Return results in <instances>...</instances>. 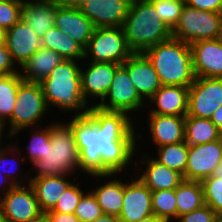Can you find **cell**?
Instances as JSON below:
<instances>
[{
  "label": "cell",
  "instance_id": "1",
  "mask_svg": "<svg viewBox=\"0 0 222 222\" xmlns=\"http://www.w3.org/2000/svg\"><path fill=\"white\" fill-rule=\"evenodd\" d=\"M130 120L125 112L105 111L94 105L87 115L71 118L68 125L79 150L80 172L101 179L118 175L129 165L137 145Z\"/></svg>",
  "mask_w": 222,
  "mask_h": 222
},
{
  "label": "cell",
  "instance_id": "2",
  "mask_svg": "<svg viewBox=\"0 0 222 222\" xmlns=\"http://www.w3.org/2000/svg\"><path fill=\"white\" fill-rule=\"evenodd\" d=\"M161 85L190 87L195 80L192 52L186 42L171 37L147 49Z\"/></svg>",
  "mask_w": 222,
  "mask_h": 222
},
{
  "label": "cell",
  "instance_id": "3",
  "mask_svg": "<svg viewBox=\"0 0 222 222\" xmlns=\"http://www.w3.org/2000/svg\"><path fill=\"white\" fill-rule=\"evenodd\" d=\"M80 68L77 61L63 59L40 82L48 107L56 106L66 112L73 110L76 111V116L88 114L90 107L83 98Z\"/></svg>",
  "mask_w": 222,
  "mask_h": 222
},
{
  "label": "cell",
  "instance_id": "4",
  "mask_svg": "<svg viewBox=\"0 0 222 222\" xmlns=\"http://www.w3.org/2000/svg\"><path fill=\"white\" fill-rule=\"evenodd\" d=\"M127 44L133 53H144L152 46L172 37L149 0H132L123 23Z\"/></svg>",
  "mask_w": 222,
  "mask_h": 222
},
{
  "label": "cell",
  "instance_id": "5",
  "mask_svg": "<svg viewBox=\"0 0 222 222\" xmlns=\"http://www.w3.org/2000/svg\"><path fill=\"white\" fill-rule=\"evenodd\" d=\"M58 123V124H57ZM51 125L50 145H46L44 158L32 162L38 172L34 177H56L79 170V150L71 127L59 122Z\"/></svg>",
  "mask_w": 222,
  "mask_h": 222
},
{
  "label": "cell",
  "instance_id": "6",
  "mask_svg": "<svg viewBox=\"0 0 222 222\" xmlns=\"http://www.w3.org/2000/svg\"><path fill=\"white\" fill-rule=\"evenodd\" d=\"M222 29V15L184 5L172 37L191 45L201 40L218 39Z\"/></svg>",
  "mask_w": 222,
  "mask_h": 222
},
{
  "label": "cell",
  "instance_id": "7",
  "mask_svg": "<svg viewBox=\"0 0 222 222\" xmlns=\"http://www.w3.org/2000/svg\"><path fill=\"white\" fill-rule=\"evenodd\" d=\"M48 106L43 95L41 84L38 82L22 81L19 84L16 102L11 115L7 121L10 132L9 137L18 135L26 127L35 125L46 114Z\"/></svg>",
  "mask_w": 222,
  "mask_h": 222
},
{
  "label": "cell",
  "instance_id": "8",
  "mask_svg": "<svg viewBox=\"0 0 222 222\" xmlns=\"http://www.w3.org/2000/svg\"><path fill=\"white\" fill-rule=\"evenodd\" d=\"M132 53L122 27H99L84 49V59L91 55V62L122 64Z\"/></svg>",
  "mask_w": 222,
  "mask_h": 222
},
{
  "label": "cell",
  "instance_id": "9",
  "mask_svg": "<svg viewBox=\"0 0 222 222\" xmlns=\"http://www.w3.org/2000/svg\"><path fill=\"white\" fill-rule=\"evenodd\" d=\"M1 189L3 198H0V209L7 222H35L43 219L33 188L8 183Z\"/></svg>",
  "mask_w": 222,
  "mask_h": 222
},
{
  "label": "cell",
  "instance_id": "10",
  "mask_svg": "<svg viewBox=\"0 0 222 222\" xmlns=\"http://www.w3.org/2000/svg\"><path fill=\"white\" fill-rule=\"evenodd\" d=\"M222 105V78L196 77L189 87L186 116L211 118Z\"/></svg>",
  "mask_w": 222,
  "mask_h": 222
},
{
  "label": "cell",
  "instance_id": "11",
  "mask_svg": "<svg viewBox=\"0 0 222 222\" xmlns=\"http://www.w3.org/2000/svg\"><path fill=\"white\" fill-rule=\"evenodd\" d=\"M108 101L105 102V101ZM144 100L137 93L127 70L120 65L115 72L110 88L104 99L95 103L99 109L105 111L132 113L144 105Z\"/></svg>",
  "mask_w": 222,
  "mask_h": 222
},
{
  "label": "cell",
  "instance_id": "12",
  "mask_svg": "<svg viewBox=\"0 0 222 222\" xmlns=\"http://www.w3.org/2000/svg\"><path fill=\"white\" fill-rule=\"evenodd\" d=\"M221 157L218 140L201 145H189L185 180L202 181L214 175L222 163Z\"/></svg>",
  "mask_w": 222,
  "mask_h": 222
},
{
  "label": "cell",
  "instance_id": "13",
  "mask_svg": "<svg viewBox=\"0 0 222 222\" xmlns=\"http://www.w3.org/2000/svg\"><path fill=\"white\" fill-rule=\"evenodd\" d=\"M5 45L13 63H18L22 68L29 58L42 48V38L38 37L31 26L21 18L5 31Z\"/></svg>",
  "mask_w": 222,
  "mask_h": 222
},
{
  "label": "cell",
  "instance_id": "14",
  "mask_svg": "<svg viewBox=\"0 0 222 222\" xmlns=\"http://www.w3.org/2000/svg\"><path fill=\"white\" fill-rule=\"evenodd\" d=\"M132 0H92L82 4V13L99 27H122Z\"/></svg>",
  "mask_w": 222,
  "mask_h": 222
},
{
  "label": "cell",
  "instance_id": "15",
  "mask_svg": "<svg viewBox=\"0 0 222 222\" xmlns=\"http://www.w3.org/2000/svg\"><path fill=\"white\" fill-rule=\"evenodd\" d=\"M128 72L139 96L150 99L162 86L158 75L144 53H132L122 64Z\"/></svg>",
  "mask_w": 222,
  "mask_h": 222
},
{
  "label": "cell",
  "instance_id": "16",
  "mask_svg": "<svg viewBox=\"0 0 222 222\" xmlns=\"http://www.w3.org/2000/svg\"><path fill=\"white\" fill-rule=\"evenodd\" d=\"M152 214V191L139 179L124 183L120 222H137Z\"/></svg>",
  "mask_w": 222,
  "mask_h": 222
},
{
  "label": "cell",
  "instance_id": "17",
  "mask_svg": "<svg viewBox=\"0 0 222 222\" xmlns=\"http://www.w3.org/2000/svg\"><path fill=\"white\" fill-rule=\"evenodd\" d=\"M54 25L62 32L68 34L83 49L93 35V23L82 13L80 8L58 4Z\"/></svg>",
  "mask_w": 222,
  "mask_h": 222
},
{
  "label": "cell",
  "instance_id": "18",
  "mask_svg": "<svg viewBox=\"0 0 222 222\" xmlns=\"http://www.w3.org/2000/svg\"><path fill=\"white\" fill-rule=\"evenodd\" d=\"M86 70L80 68L81 90L84 100L88 97L99 98L101 101L106 96L116 69L121 65L112 62H91Z\"/></svg>",
  "mask_w": 222,
  "mask_h": 222
},
{
  "label": "cell",
  "instance_id": "19",
  "mask_svg": "<svg viewBox=\"0 0 222 222\" xmlns=\"http://www.w3.org/2000/svg\"><path fill=\"white\" fill-rule=\"evenodd\" d=\"M195 77L222 78V45L218 39L190 45Z\"/></svg>",
  "mask_w": 222,
  "mask_h": 222
},
{
  "label": "cell",
  "instance_id": "20",
  "mask_svg": "<svg viewBox=\"0 0 222 222\" xmlns=\"http://www.w3.org/2000/svg\"><path fill=\"white\" fill-rule=\"evenodd\" d=\"M189 87L162 85L149 99L157 105L149 114L186 116Z\"/></svg>",
  "mask_w": 222,
  "mask_h": 222
},
{
  "label": "cell",
  "instance_id": "21",
  "mask_svg": "<svg viewBox=\"0 0 222 222\" xmlns=\"http://www.w3.org/2000/svg\"><path fill=\"white\" fill-rule=\"evenodd\" d=\"M149 129L157 147L185 141V116L149 114Z\"/></svg>",
  "mask_w": 222,
  "mask_h": 222
},
{
  "label": "cell",
  "instance_id": "22",
  "mask_svg": "<svg viewBox=\"0 0 222 222\" xmlns=\"http://www.w3.org/2000/svg\"><path fill=\"white\" fill-rule=\"evenodd\" d=\"M33 1V2H32ZM23 0L22 18L42 38L54 26L57 0Z\"/></svg>",
  "mask_w": 222,
  "mask_h": 222
},
{
  "label": "cell",
  "instance_id": "23",
  "mask_svg": "<svg viewBox=\"0 0 222 222\" xmlns=\"http://www.w3.org/2000/svg\"><path fill=\"white\" fill-rule=\"evenodd\" d=\"M66 176L67 175L36 177L28 180V183L34 190L40 210L43 213L51 210L64 191L72 184V182L65 179Z\"/></svg>",
  "mask_w": 222,
  "mask_h": 222
},
{
  "label": "cell",
  "instance_id": "24",
  "mask_svg": "<svg viewBox=\"0 0 222 222\" xmlns=\"http://www.w3.org/2000/svg\"><path fill=\"white\" fill-rule=\"evenodd\" d=\"M147 167L143 174L139 175L141 180L152 192L158 190L176 189L184 180L183 175L159 163L154 158L142 160Z\"/></svg>",
  "mask_w": 222,
  "mask_h": 222
},
{
  "label": "cell",
  "instance_id": "25",
  "mask_svg": "<svg viewBox=\"0 0 222 222\" xmlns=\"http://www.w3.org/2000/svg\"><path fill=\"white\" fill-rule=\"evenodd\" d=\"M62 60L57 52L42 47L22 66L21 76L24 81L40 83Z\"/></svg>",
  "mask_w": 222,
  "mask_h": 222
},
{
  "label": "cell",
  "instance_id": "26",
  "mask_svg": "<svg viewBox=\"0 0 222 222\" xmlns=\"http://www.w3.org/2000/svg\"><path fill=\"white\" fill-rule=\"evenodd\" d=\"M42 47L52 49L64 60L84 59V49L55 25L44 33Z\"/></svg>",
  "mask_w": 222,
  "mask_h": 222
},
{
  "label": "cell",
  "instance_id": "27",
  "mask_svg": "<svg viewBox=\"0 0 222 222\" xmlns=\"http://www.w3.org/2000/svg\"><path fill=\"white\" fill-rule=\"evenodd\" d=\"M115 178V180L107 181L106 184L93 189L92 193L95 195L103 214L119 217L123 206L124 183L117 180V177Z\"/></svg>",
  "mask_w": 222,
  "mask_h": 222
},
{
  "label": "cell",
  "instance_id": "28",
  "mask_svg": "<svg viewBox=\"0 0 222 222\" xmlns=\"http://www.w3.org/2000/svg\"><path fill=\"white\" fill-rule=\"evenodd\" d=\"M221 131L209 118L185 116V142L201 145L219 139Z\"/></svg>",
  "mask_w": 222,
  "mask_h": 222
},
{
  "label": "cell",
  "instance_id": "29",
  "mask_svg": "<svg viewBox=\"0 0 222 222\" xmlns=\"http://www.w3.org/2000/svg\"><path fill=\"white\" fill-rule=\"evenodd\" d=\"M177 218L205 205L201 181L183 180L175 189Z\"/></svg>",
  "mask_w": 222,
  "mask_h": 222
},
{
  "label": "cell",
  "instance_id": "30",
  "mask_svg": "<svg viewBox=\"0 0 222 222\" xmlns=\"http://www.w3.org/2000/svg\"><path fill=\"white\" fill-rule=\"evenodd\" d=\"M23 81L20 72L0 75V121L6 127L16 102L19 84Z\"/></svg>",
  "mask_w": 222,
  "mask_h": 222
},
{
  "label": "cell",
  "instance_id": "31",
  "mask_svg": "<svg viewBox=\"0 0 222 222\" xmlns=\"http://www.w3.org/2000/svg\"><path fill=\"white\" fill-rule=\"evenodd\" d=\"M189 145L183 141L158 147V161L170 169L178 171L185 179V170L188 162Z\"/></svg>",
  "mask_w": 222,
  "mask_h": 222
},
{
  "label": "cell",
  "instance_id": "32",
  "mask_svg": "<svg viewBox=\"0 0 222 222\" xmlns=\"http://www.w3.org/2000/svg\"><path fill=\"white\" fill-rule=\"evenodd\" d=\"M177 199L175 189L158 190L152 192L153 214L164 222L177 219Z\"/></svg>",
  "mask_w": 222,
  "mask_h": 222
},
{
  "label": "cell",
  "instance_id": "33",
  "mask_svg": "<svg viewBox=\"0 0 222 222\" xmlns=\"http://www.w3.org/2000/svg\"><path fill=\"white\" fill-rule=\"evenodd\" d=\"M205 204L222 218V179L212 175L201 181Z\"/></svg>",
  "mask_w": 222,
  "mask_h": 222
},
{
  "label": "cell",
  "instance_id": "34",
  "mask_svg": "<svg viewBox=\"0 0 222 222\" xmlns=\"http://www.w3.org/2000/svg\"><path fill=\"white\" fill-rule=\"evenodd\" d=\"M161 20L172 30L181 15L185 0H149Z\"/></svg>",
  "mask_w": 222,
  "mask_h": 222
},
{
  "label": "cell",
  "instance_id": "35",
  "mask_svg": "<svg viewBox=\"0 0 222 222\" xmlns=\"http://www.w3.org/2000/svg\"><path fill=\"white\" fill-rule=\"evenodd\" d=\"M102 214L103 211L98 205L97 199L91 190L89 193L83 194L78 206L74 211V215L81 222H93Z\"/></svg>",
  "mask_w": 222,
  "mask_h": 222
},
{
  "label": "cell",
  "instance_id": "36",
  "mask_svg": "<svg viewBox=\"0 0 222 222\" xmlns=\"http://www.w3.org/2000/svg\"><path fill=\"white\" fill-rule=\"evenodd\" d=\"M23 0H0V28L10 29L22 18Z\"/></svg>",
  "mask_w": 222,
  "mask_h": 222
},
{
  "label": "cell",
  "instance_id": "37",
  "mask_svg": "<svg viewBox=\"0 0 222 222\" xmlns=\"http://www.w3.org/2000/svg\"><path fill=\"white\" fill-rule=\"evenodd\" d=\"M47 127V128H46ZM43 130H35L31 132L30 145L26 147L29 152V159L31 162L40 160L44 158V153L46 151V145H50L51 139V125L46 126Z\"/></svg>",
  "mask_w": 222,
  "mask_h": 222
},
{
  "label": "cell",
  "instance_id": "38",
  "mask_svg": "<svg viewBox=\"0 0 222 222\" xmlns=\"http://www.w3.org/2000/svg\"><path fill=\"white\" fill-rule=\"evenodd\" d=\"M83 194L84 191L80 190L78 185L72 183L61 195L56 205L49 211L74 213L75 208L78 206Z\"/></svg>",
  "mask_w": 222,
  "mask_h": 222
},
{
  "label": "cell",
  "instance_id": "39",
  "mask_svg": "<svg viewBox=\"0 0 222 222\" xmlns=\"http://www.w3.org/2000/svg\"><path fill=\"white\" fill-rule=\"evenodd\" d=\"M177 219H179L178 222H216L219 217L205 204L201 208L186 213Z\"/></svg>",
  "mask_w": 222,
  "mask_h": 222
},
{
  "label": "cell",
  "instance_id": "40",
  "mask_svg": "<svg viewBox=\"0 0 222 222\" xmlns=\"http://www.w3.org/2000/svg\"><path fill=\"white\" fill-rule=\"evenodd\" d=\"M14 63L11 59L5 43L0 45V75H9L19 72L14 68Z\"/></svg>",
  "mask_w": 222,
  "mask_h": 222
},
{
  "label": "cell",
  "instance_id": "41",
  "mask_svg": "<svg viewBox=\"0 0 222 222\" xmlns=\"http://www.w3.org/2000/svg\"><path fill=\"white\" fill-rule=\"evenodd\" d=\"M185 4L198 10L220 13L222 0H185Z\"/></svg>",
  "mask_w": 222,
  "mask_h": 222
},
{
  "label": "cell",
  "instance_id": "42",
  "mask_svg": "<svg viewBox=\"0 0 222 222\" xmlns=\"http://www.w3.org/2000/svg\"><path fill=\"white\" fill-rule=\"evenodd\" d=\"M44 222H81L74 213L47 211L43 213Z\"/></svg>",
  "mask_w": 222,
  "mask_h": 222
},
{
  "label": "cell",
  "instance_id": "43",
  "mask_svg": "<svg viewBox=\"0 0 222 222\" xmlns=\"http://www.w3.org/2000/svg\"><path fill=\"white\" fill-rule=\"evenodd\" d=\"M12 147V145H10V146H5V148H2L1 146H0V165H2V164H4V163H6L7 161H8V159L10 160V157L8 156L7 157V154H9L10 152H12V151H14L15 149H14V147H13V149L11 148ZM8 149V151H10V152H8V151H5V149ZM10 148V149H9ZM6 155V156H5ZM8 158V159H7ZM12 160V159H11ZM15 163V162H14ZM13 165H15V164H13ZM1 170H2V168H0ZM6 170V169H5ZM4 169H3V172H2V174H4L3 176H6L7 178H8V180H10L9 182L10 183H12L14 186L15 185H22L21 183H19V181H17V177H16V175L14 176L13 174H11L9 171V173L8 172H6ZM9 170V169H8ZM15 171V170H14ZM10 174V175H9Z\"/></svg>",
  "mask_w": 222,
  "mask_h": 222
},
{
  "label": "cell",
  "instance_id": "44",
  "mask_svg": "<svg viewBox=\"0 0 222 222\" xmlns=\"http://www.w3.org/2000/svg\"><path fill=\"white\" fill-rule=\"evenodd\" d=\"M210 120L218 127L222 132V105L214 112Z\"/></svg>",
  "mask_w": 222,
  "mask_h": 222
},
{
  "label": "cell",
  "instance_id": "45",
  "mask_svg": "<svg viewBox=\"0 0 222 222\" xmlns=\"http://www.w3.org/2000/svg\"><path fill=\"white\" fill-rule=\"evenodd\" d=\"M60 4L79 8L82 4L92 0H57Z\"/></svg>",
  "mask_w": 222,
  "mask_h": 222
},
{
  "label": "cell",
  "instance_id": "46",
  "mask_svg": "<svg viewBox=\"0 0 222 222\" xmlns=\"http://www.w3.org/2000/svg\"><path fill=\"white\" fill-rule=\"evenodd\" d=\"M93 222H120L118 217L108 214H102L99 218H97Z\"/></svg>",
  "mask_w": 222,
  "mask_h": 222
},
{
  "label": "cell",
  "instance_id": "47",
  "mask_svg": "<svg viewBox=\"0 0 222 222\" xmlns=\"http://www.w3.org/2000/svg\"><path fill=\"white\" fill-rule=\"evenodd\" d=\"M137 222H164V221L160 219L159 217H157L156 215L152 214V215H149L147 217L140 219Z\"/></svg>",
  "mask_w": 222,
  "mask_h": 222
},
{
  "label": "cell",
  "instance_id": "48",
  "mask_svg": "<svg viewBox=\"0 0 222 222\" xmlns=\"http://www.w3.org/2000/svg\"><path fill=\"white\" fill-rule=\"evenodd\" d=\"M216 177L222 179V163L219 165V167L216 169V172L214 174Z\"/></svg>",
  "mask_w": 222,
  "mask_h": 222
},
{
  "label": "cell",
  "instance_id": "49",
  "mask_svg": "<svg viewBox=\"0 0 222 222\" xmlns=\"http://www.w3.org/2000/svg\"><path fill=\"white\" fill-rule=\"evenodd\" d=\"M5 43V31L0 28V45Z\"/></svg>",
  "mask_w": 222,
  "mask_h": 222
},
{
  "label": "cell",
  "instance_id": "50",
  "mask_svg": "<svg viewBox=\"0 0 222 222\" xmlns=\"http://www.w3.org/2000/svg\"><path fill=\"white\" fill-rule=\"evenodd\" d=\"M3 131H4V124L0 121V146H1V141H2Z\"/></svg>",
  "mask_w": 222,
  "mask_h": 222
},
{
  "label": "cell",
  "instance_id": "51",
  "mask_svg": "<svg viewBox=\"0 0 222 222\" xmlns=\"http://www.w3.org/2000/svg\"><path fill=\"white\" fill-rule=\"evenodd\" d=\"M218 143L220 145L221 155H222V132L220 133V136H219V139H218ZM221 161H222V157H221Z\"/></svg>",
  "mask_w": 222,
  "mask_h": 222
},
{
  "label": "cell",
  "instance_id": "52",
  "mask_svg": "<svg viewBox=\"0 0 222 222\" xmlns=\"http://www.w3.org/2000/svg\"><path fill=\"white\" fill-rule=\"evenodd\" d=\"M0 222H7L1 213V209H0Z\"/></svg>",
  "mask_w": 222,
  "mask_h": 222
},
{
  "label": "cell",
  "instance_id": "53",
  "mask_svg": "<svg viewBox=\"0 0 222 222\" xmlns=\"http://www.w3.org/2000/svg\"><path fill=\"white\" fill-rule=\"evenodd\" d=\"M218 40L220 41V43H221V45H222V29H221V32H220V34H219Z\"/></svg>",
  "mask_w": 222,
  "mask_h": 222
},
{
  "label": "cell",
  "instance_id": "54",
  "mask_svg": "<svg viewBox=\"0 0 222 222\" xmlns=\"http://www.w3.org/2000/svg\"><path fill=\"white\" fill-rule=\"evenodd\" d=\"M6 179H7V180H6ZM8 181H9L8 178H7L6 176H4V177H3V181H1L0 184H2V182L7 184Z\"/></svg>",
  "mask_w": 222,
  "mask_h": 222
},
{
  "label": "cell",
  "instance_id": "55",
  "mask_svg": "<svg viewBox=\"0 0 222 222\" xmlns=\"http://www.w3.org/2000/svg\"><path fill=\"white\" fill-rule=\"evenodd\" d=\"M35 222H44V219H41V220H38V221H35Z\"/></svg>",
  "mask_w": 222,
  "mask_h": 222
},
{
  "label": "cell",
  "instance_id": "56",
  "mask_svg": "<svg viewBox=\"0 0 222 222\" xmlns=\"http://www.w3.org/2000/svg\"><path fill=\"white\" fill-rule=\"evenodd\" d=\"M216 222H222V218H219Z\"/></svg>",
  "mask_w": 222,
  "mask_h": 222
}]
</instances>
